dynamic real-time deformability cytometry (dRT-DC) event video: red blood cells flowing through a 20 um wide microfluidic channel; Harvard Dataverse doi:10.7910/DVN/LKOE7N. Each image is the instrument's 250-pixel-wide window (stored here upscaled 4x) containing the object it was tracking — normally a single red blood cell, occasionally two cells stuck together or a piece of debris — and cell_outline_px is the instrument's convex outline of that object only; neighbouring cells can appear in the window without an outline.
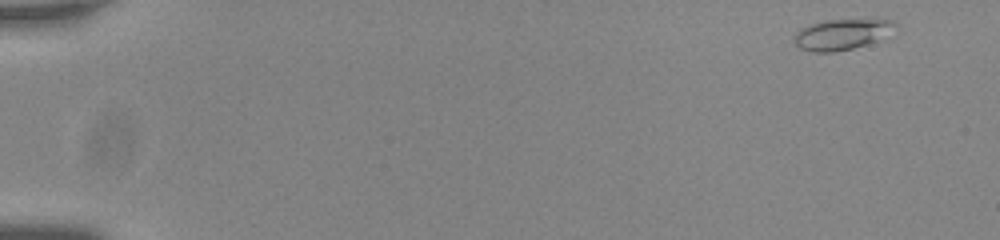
{"species": "common noctule bat (a hibernating species)", "species_latin": "Nyctalus noctula", "temperature_condition": "room temperature", "stored_images_in_passage": 8, "camera_frame_rate_fps": 3000, "um_per_image_px": 0.085, "animal": {"sex": "male", "body_mass_g": 20.0, "forearm_length_mm": 53.3}, "frame": {"image": 1, "passage_image": 1, "time_ms": 0.0, "image_size_px": [1000, 240], "cell_outline_px": [[896, 24], [876, 40], [852, 48], [832, 52], [812, 52], [800, 48], [796, 44], [796, 32], [800, 28], [808, 24], [824, 20], [880, 16], [896, 20]], "centroid_in_image_um": [71.57, 2.84], "position_along_channel_um": 13.4, "area_um2": 18.38}}